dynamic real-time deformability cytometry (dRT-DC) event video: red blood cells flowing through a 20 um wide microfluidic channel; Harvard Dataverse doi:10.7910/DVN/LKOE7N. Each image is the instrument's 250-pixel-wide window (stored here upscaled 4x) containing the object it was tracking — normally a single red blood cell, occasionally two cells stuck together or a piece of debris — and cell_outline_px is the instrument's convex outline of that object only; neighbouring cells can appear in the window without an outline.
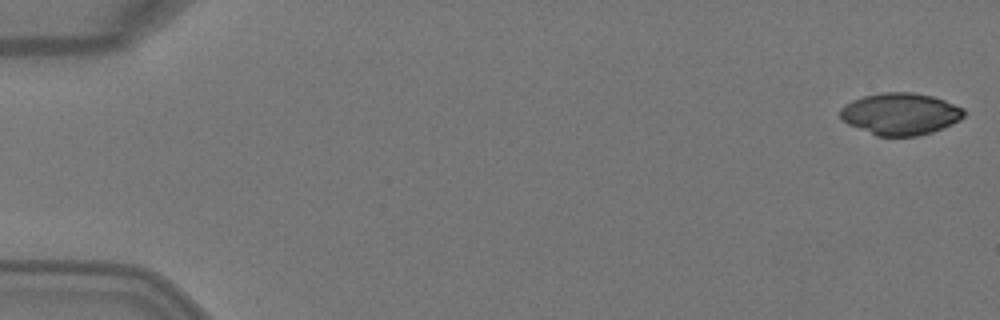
{"species": "Egyptian fruit bat (a non-hibernating species)", "species_latin": "Rousettus aegyptiacus", "temperature_condition": "warm", "stored_images_in_passage": 5, "segment_of_instrument_passage": [1, 2], "camera_frame_rate_fps": 3000, "um_per_image_px": 0.085, "animal": {"sex": "female"}, "frame": {"image": 1, "passage_image": 1, "time_ms": 0.0, "image_size_px": [1000, 320], "cell_outline_px": [[964, 116], [960, 120], [952, 124], [932, 132], [916, 136], [876, 136], [848, 124], [840, 116], [840, 108], [844, 104], [852, 100], [864, 96], [884, 92], [912, 92], [932, 96], [944, 100], [964, 108]], "centroid_in_image_um": [76.53, 9.68], "position_along_channel_um": 8.5, "area_um2": 30.23}}